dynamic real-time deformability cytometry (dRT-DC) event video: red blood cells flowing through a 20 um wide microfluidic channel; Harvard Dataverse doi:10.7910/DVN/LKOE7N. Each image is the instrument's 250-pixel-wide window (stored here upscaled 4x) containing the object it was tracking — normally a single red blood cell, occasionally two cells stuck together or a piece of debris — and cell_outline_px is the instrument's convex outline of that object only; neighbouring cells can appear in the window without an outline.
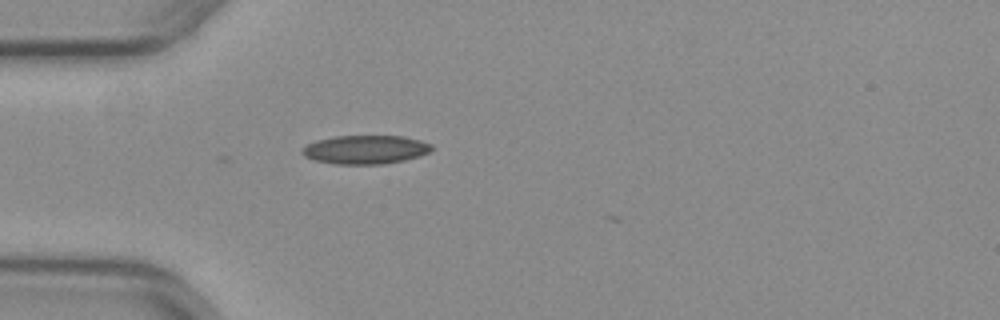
{"species": "common noctule bat (a hibernating species)", "species_latin": "Nyctalus noctula", "temperature_condition": "warm", "stored_images_in_passage": 4, "camera_frame_rate_fps": 3000, "um_per_image_px": 0.085, "animal": {"sex": "female", "body_mass_g": 29.2, "forearm_length_mm": 56.3}, "frame": {"image": 1, "passage_image": 1, "time_ms": 0.0, "image_size_px": [1000, 320], "cell_outline_px": [[432, 148], [428, 152], [420, 156], [404, 160], [384, 164], [336, 164], [316, 160], [304, 156], [300, 152], [308, 144], [316, 140], [336, 136], [404, 136], [420, 140], [432, 144]], "centroid_in_image_um": [31.08, 12.71], "position_along_channel_um": 53.9, "area_um2": 21.56}}